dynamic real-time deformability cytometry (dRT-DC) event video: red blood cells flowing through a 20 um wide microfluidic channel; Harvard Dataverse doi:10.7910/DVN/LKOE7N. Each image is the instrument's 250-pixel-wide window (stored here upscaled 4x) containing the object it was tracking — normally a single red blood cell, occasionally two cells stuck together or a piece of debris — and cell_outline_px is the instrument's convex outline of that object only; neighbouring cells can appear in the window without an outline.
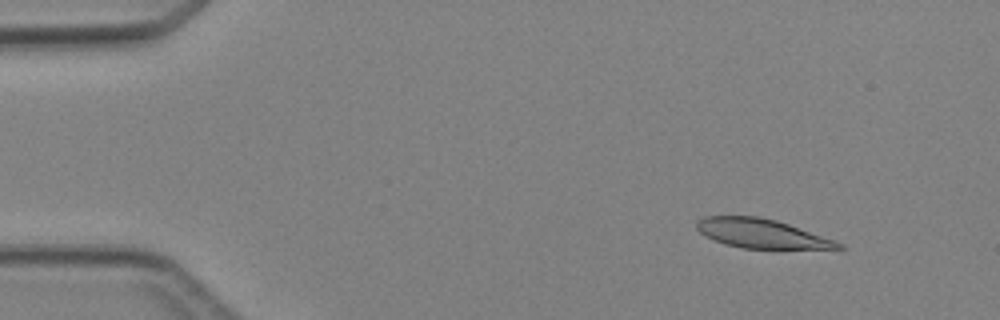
{"species": "Egyptian fruit bat (a non-hibernating species)", "species_latin": "Rousettus aegyptiacus", "temperature_condition": "cold", "stored_images_in_passage": 3, "camera_frame_rate_fps": 3000, "um_per_image_px": 0.085, "animal": {"sex": "female"}, "frame": {"image": 1, "passage_image": 1, "time_ms": 0.0, "image_size_px": [1000, 320], "cell_outline_px": [[844, 248], [744, 248], [724, 244], [700, 232], [696, 228], [696, 220], [704, 216], [760, 216], [776, 220], [788, 224], [844, 244]], "centroid_in_image_um": [64.66, 19.83], "position_along_channel_um": 20.3, "area_um2": 23.52}}